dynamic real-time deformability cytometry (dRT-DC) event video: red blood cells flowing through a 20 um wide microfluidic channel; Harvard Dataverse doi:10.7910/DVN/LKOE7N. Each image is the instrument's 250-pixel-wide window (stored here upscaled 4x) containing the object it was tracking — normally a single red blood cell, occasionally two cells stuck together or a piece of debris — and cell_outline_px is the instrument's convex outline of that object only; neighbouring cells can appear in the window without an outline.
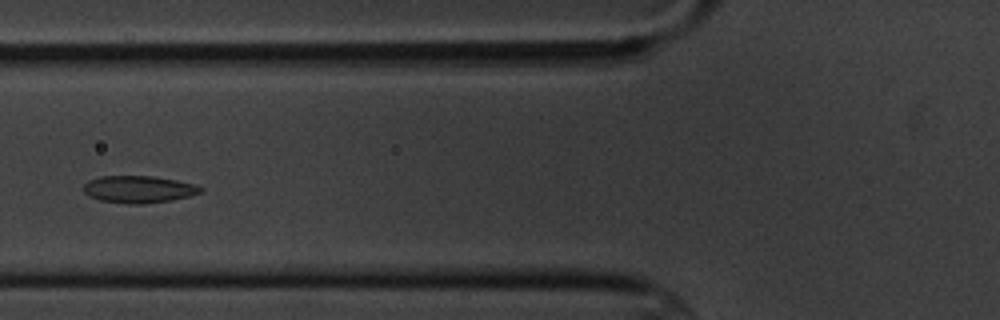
{"species": "common noctule bat (a hibernating species)", "species_latin": "Nyctalus noctula", "temperature_condition": "cold", "stored_images_in_passage": 5, "camera_frame_rate_fps": 3000, "um_per_image_px": 0.085, "animal": {"sex": "male", "body_mass_g": 20.1, "forearm_length_mm": 53.5}, "frame": {"image": 1, "passage_image": 4, "time_ms": 3.667, "image_size_px": [1000, 320], "cell_outline_px": [[204, 188], [200, 192], [188, 196], [172, 200], [144, 204], [128, 204], [100, 200], [88, 196], [84, 192], [84, 184], [88, 180], [100, 176], [152, 176], [176, 180], [192, 184]], "centroid_in_image_um": [11.74, 16.09], "position_along_channel_um": 114.1, "area_um2": 18.44}}
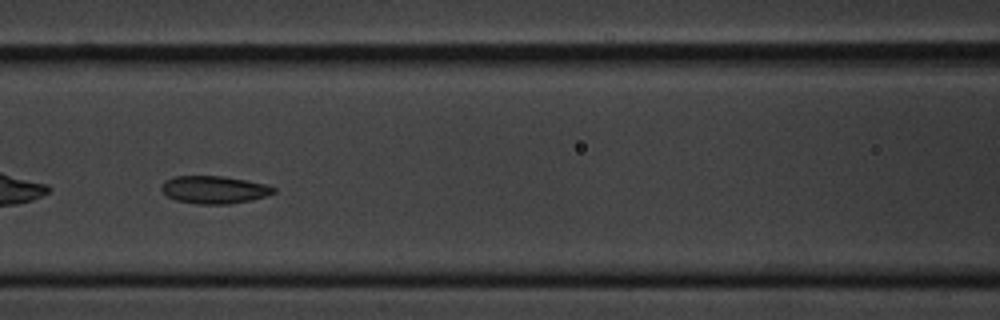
{"frame": {"image": 2, "passage_image": 5, "time_ms": 4.667, "image_size_px": [1000, 320], "cell_outline_px": [[276, 192], [268, 196], [252, 200], [228, 204], [196, 204], [176, 200], [168, 196], [160, 188], [160, 184], [164, 180], [176, 176], [224, 176], [264, 184], [276, 188]], "centroid_in_image_um": [18.2, 16.13], "position_along_channel_um": 148.4, "area_um2": 18.15}}